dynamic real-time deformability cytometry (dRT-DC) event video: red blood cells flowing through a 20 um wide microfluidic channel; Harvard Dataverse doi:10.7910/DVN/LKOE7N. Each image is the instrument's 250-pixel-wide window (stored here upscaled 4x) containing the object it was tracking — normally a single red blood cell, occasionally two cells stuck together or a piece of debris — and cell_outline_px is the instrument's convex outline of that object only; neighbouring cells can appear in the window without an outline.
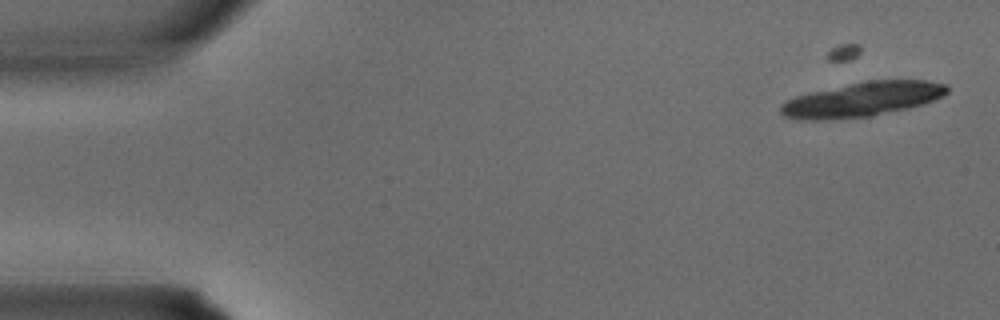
{"species": "common noctule bat (a hibernating species)", "species_latin": "Nyctalus noctula", "temperature_condition": "warm", "stored_images_in_passage": 15, "camera_frame_rate_fps": 3000, "um_per_image_px": 0.085, "animal": {"sex": "male", "body_mass_g": 15.6}, "frame": {"image": 1, "passage_image": 4, "time_ms": 1.0, "image_size_px": [1000, 320], "cell_outline_px": [[948, 92], [944, 96], [920, 104], [872, 116], [828, 120], [796, 120], [784, 116], [780, 112], [780, 104], [796, 96], [812, 92], [864, 80], [928, 80], [948, 84]], "centroid_in_image_um": [73.27, 8.44], "position_along_channel_um": 11.7, "area_um2": 33.41}}